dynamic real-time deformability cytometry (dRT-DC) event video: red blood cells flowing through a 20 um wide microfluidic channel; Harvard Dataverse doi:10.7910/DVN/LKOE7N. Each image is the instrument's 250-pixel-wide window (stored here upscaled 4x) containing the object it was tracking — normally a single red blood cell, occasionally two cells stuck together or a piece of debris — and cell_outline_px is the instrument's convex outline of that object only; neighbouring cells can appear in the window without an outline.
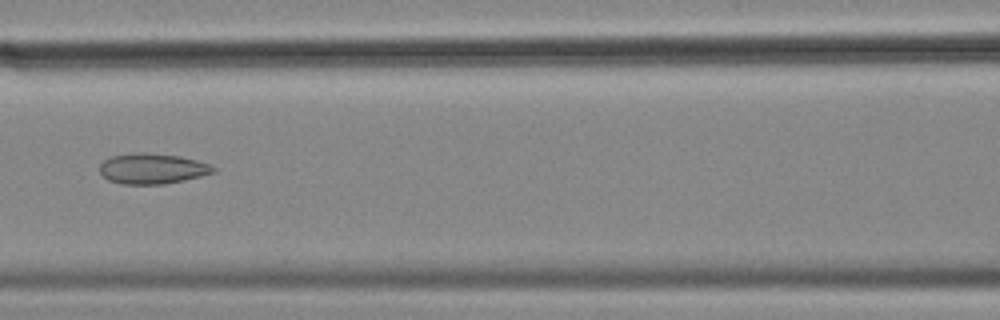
{"species": "common noctule bat (a hibernating species)", "species_latin": "Nyctalus noctula", "temperature_condition": "cold", "stored_images_in_passage": 11, "camera_frame_rate_fps": 3000, "um_per_image_px": 0.085, "animal": {"sex": "female", "body_mass_g": 18.4}, "frame": {"image": 1, "passage_image": 7, "time_ms": 2.0, "image_size_px": [1000, 320], "cell_outline_px": [[216, 172], [184, 180], [164, 184], [120, 184], [108, 180], [100, 172], [100, 164], [104, 160], [112, 156], [136, 152], [144, 152], [180, 156], [196, 160], [208, 164], [216, 168]], "centroid_in_image_um": [12.94, 14.33], "position_along_channel_um": 153.7, "area_um2": 20.17}}
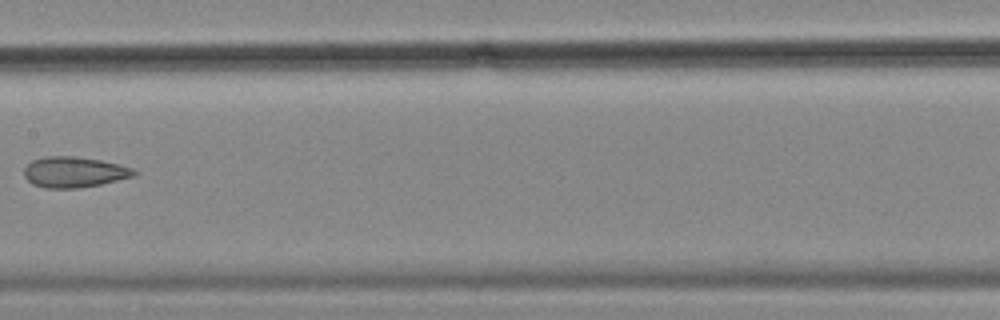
{"frame": {"image": 2, "passage_image": 8, "time_ms": 2.333, "image_size_px": [1000, 320], "cell_outline_px": [[140, 172], [136, 176], [100, 184], [80, 188], [44, 188], [32, 184], [24, 176], [24, 168], [32, 160], [44, 156], [76, 156], [100, 160], [132, 168]], "centroid_in_image_um": [6.3, 14.63], "position_along_channel_um": 201.1, "area_um2": 19.77}}
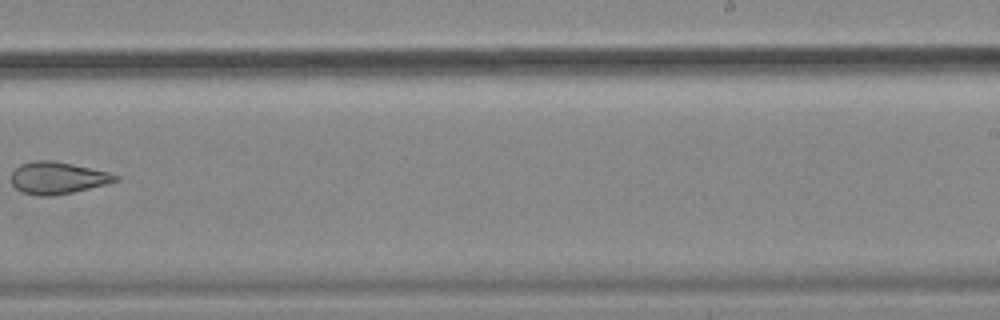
{"frame": {"image": 3, "passage_image": 10, "time_ms": 3.0, "image_size_px": [1000, 320], "cell_outline_px": [[120, 180], [72, 192], [48, 196], [36, 196], [24, 192], [16, 188], [12, 184], [12, 172], [20, 164], [36, 160], [52, 160], [72, 164], [108, 172], [120, 176]], "centroid_in_image_um": [4.88, 15.11], "position_along_channel_um": 284.1, "area_um2": 19.19}}